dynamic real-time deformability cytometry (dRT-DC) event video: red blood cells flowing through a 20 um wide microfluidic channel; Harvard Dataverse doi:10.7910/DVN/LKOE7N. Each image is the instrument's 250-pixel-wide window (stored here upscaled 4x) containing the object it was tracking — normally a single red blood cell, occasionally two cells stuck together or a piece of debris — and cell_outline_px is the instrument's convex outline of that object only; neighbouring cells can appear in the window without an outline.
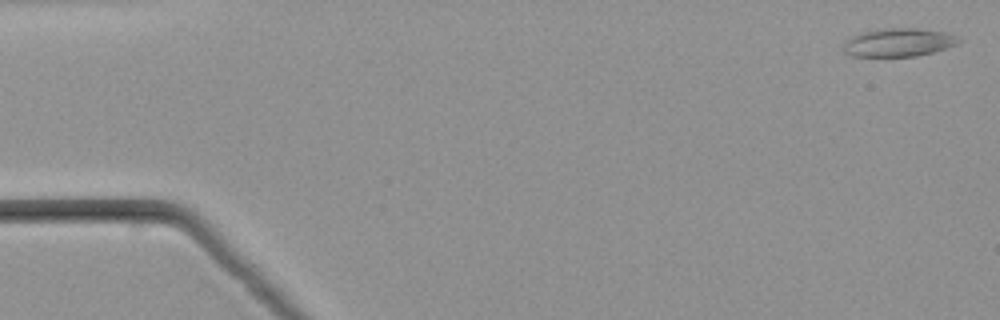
{"species": "common noctule bat (a hibernating species)", "species_latin": "Nyctalus noctula", "temperature_condition": "warm", "stored_images_in_passage": 52, "camera_frame_rate_fps": 3000, "um_per_image_px": 0.085, "animal": {"sex": "male", "body_mass_g": 21.5, "forearm_length_mm": 52.0}, "frame": {"image": 1, "passage_image": 2, "time_ms": 0.333, "image_size_px": [1000, 320], "cell_outline_px": [[960, 44], [932, 52], [916, 56], [852, 56], [844, 52], [844, 44], [852, 36], [864, 32], [884, 28], [916, 28], [944, 32], [956, 36], [960, 40]], "centroid_in_image_um": [76.4, 3.61], "position_along_channel_um": 8.6, "area_um2": 18.79}}
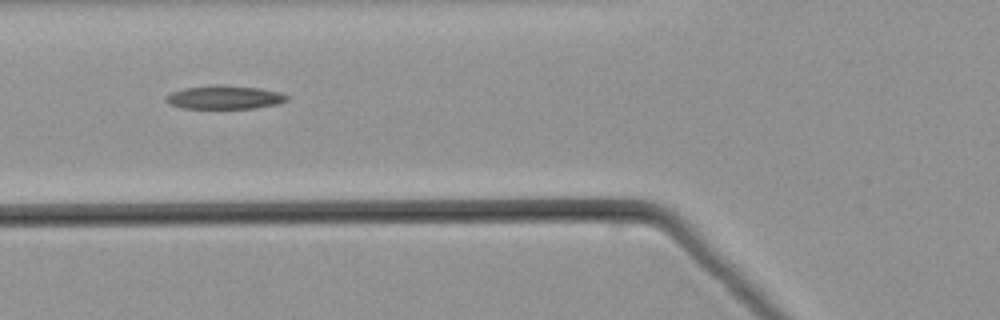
{"frame": {"image": 2, "passage_image": 20, "time_ms": 6.333, "image_size_px": [1000, 320], "cell_outline_px": [[292, 96], [288, 100], [276, 104], [256, 108], [180, 108], [168, 104], [164, 100], [164, 96], [172, 92], [184, 88], [220, 84], [260, 88], [280, 92]], "centroid_in_image_um": [19.08, 8.27], "position_along_channel_um": 106.7, "area_um2": 16.82}}
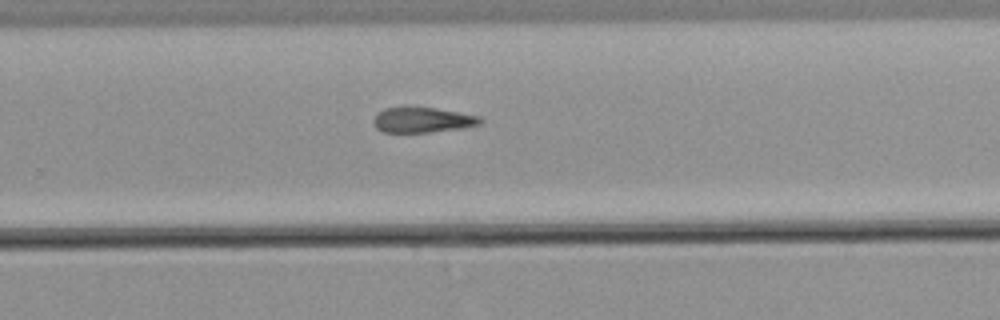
{"frame": {"image": 3, "passage_image": 34, "time_ms": 11.0, "image_size_px": [1000, 320], "cell_outline_px": [[484, 120], [480, 124], [460, 128], [432, 132], [384, 132], [376, 128], [372, 120], [376, 112], [384, 108], [436, 108], [480, 116]], "centroid_in_image_um": [35.9, 10.2], "position_along_channel_um": 293.9, "area_um2": 15.61}}